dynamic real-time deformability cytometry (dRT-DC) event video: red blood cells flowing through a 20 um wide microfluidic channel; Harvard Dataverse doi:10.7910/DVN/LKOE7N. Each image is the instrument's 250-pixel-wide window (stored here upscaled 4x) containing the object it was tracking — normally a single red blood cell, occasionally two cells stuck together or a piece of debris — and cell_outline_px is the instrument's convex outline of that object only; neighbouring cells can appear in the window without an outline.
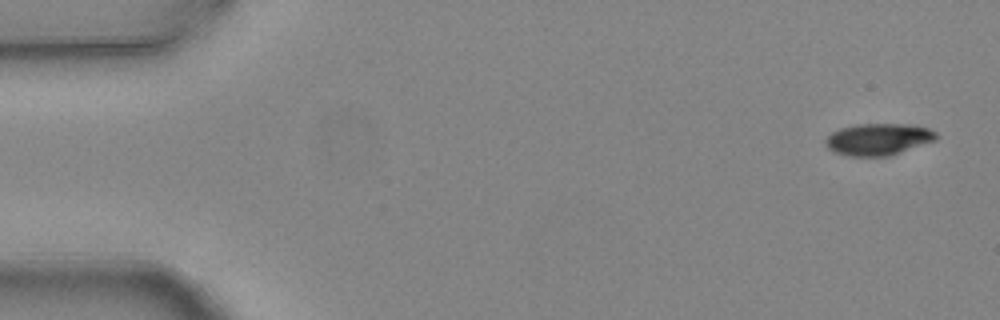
{"species": "common noctule bat (a hibernating species)", "species_latin": "Nyctalus noctula", "temperature_condition": "warm", "stored_images_in_passage": 6, "segment_of_instrument_passage": [1, 2], "camera_frame_rate_fps": 3000, "um_per_image_px": 0.085, "animal": {"sex": "female", "body_mass_g": 24.6, "forearm_length_mm": 56.2}, "frame": {"image": 1, "passage_image": 1, "time_ms": 0.0, "image_size_px": [1000, 320], "cell_outline_px": [[940, 136], [936, 140], [888, 156], [848, 156], [832, 152], [824, 144], [824, 140], [832, 132], [840, 128], [856, 124], [912, 124], [928, 128], [936, 132]], "centroid_in_image_um": [74.64, 11.83], "position_along_channel_um": 10.4, "area_um2": 20.69}}
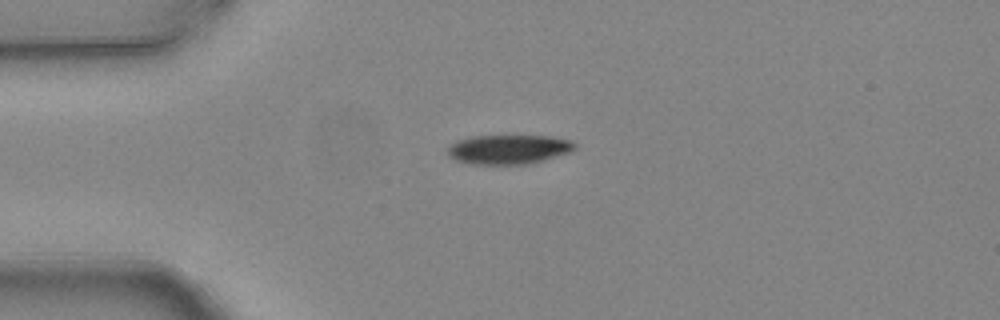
{"frame": {"image": 2, "passage_image": 4, "time_ms": 1.0, "image_size_px": [1000, 320], "cell_outline_px": [[576, 148], [568, 152], [540, 160], [524, 164], [472, 164], [456, 160], [448, 156], [448, 148], [456, 140], [472, 136], [552, 136], [572, 140], [576, 144]], "centroid_in_image_um": [43.21, 12.68], "position_along_channel_um": 41.8, "area_um2": 21.5}}